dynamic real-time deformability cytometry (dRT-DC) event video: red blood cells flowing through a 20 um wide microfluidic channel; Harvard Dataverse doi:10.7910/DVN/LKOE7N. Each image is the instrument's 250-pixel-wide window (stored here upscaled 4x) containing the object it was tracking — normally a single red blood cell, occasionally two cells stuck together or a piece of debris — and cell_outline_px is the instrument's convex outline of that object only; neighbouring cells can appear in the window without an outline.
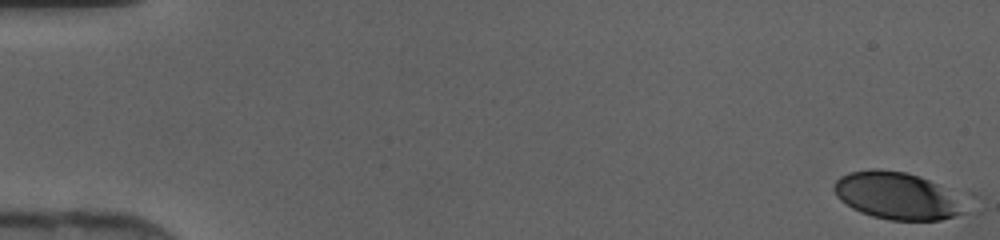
{"species": "human", "species_latin": "Homo sapiens", "temperature_condition": "cold", "stored_images_in_passage": 46, "camera_frame_rate_fps": 3000, "um_per_image_px": 0.085, "donor": {"sex": "female"}, "frame": {"image": 1, "passage_image": 1, "time_ms": 0.0, "image_size_px": [1000, 240], "cell_outline_px": [[968, 212], [940, 220], [888, 220], [872, 216], [860, 212], [852, 208], [840, 200], [836, 196], [832, 188], [836, 180], [840, 176], [848, 172], [872, 168], [876, 168], [904, 172], [920, 176], [936, 184]], "centroid_in_image_um": [76.09, 16.64], "position_along_channel_um": 8.9, "area_um2": 35.26}}
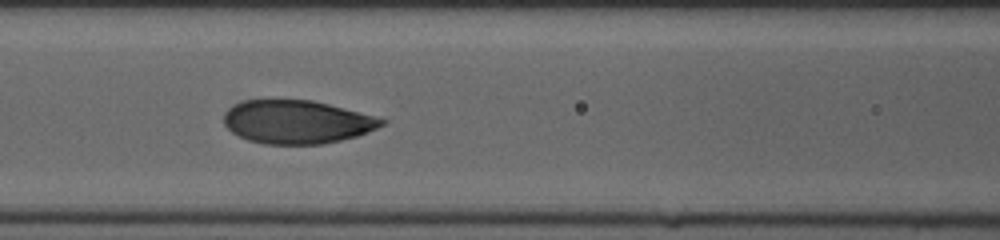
{"frame": {"image": 2, "passage_image": 21, "time_ms": 6.667, "image_size_px": [1000, 240], "cell_outline_px": [[388, 120], [384, 124], [376, 128], [356, 136], [340, 140], [320, 144], [264, 144], [248, 140], [232, 132], [224, 124], [224, 116], [228, 108], [244, 100], [312, 100], [376, 116]], "centroid_in_image_um": [25.23, 10.36], "position_along_channel_um": 141.4, "area_um2": 39.59}}
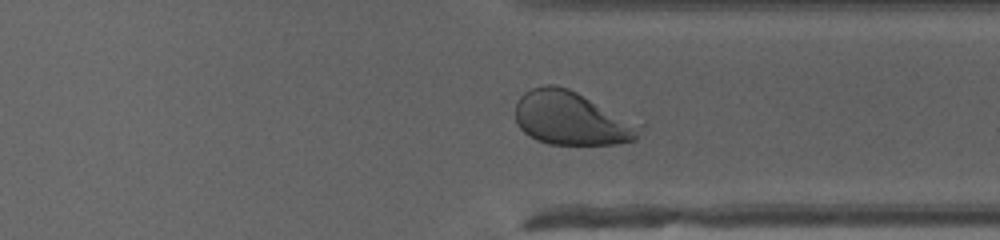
{"frame": {"image": 3, "passage_image": 36, "time_ms": 11.667, "image_size_px": [1000, 240], "cell_outline_px": [[644, 124], [636, 140], [616, 144], [548, 144], [536, 140], [528, 136], [520, 128], [516, 120], [516, 100], [524, 92], [532, 88], [544, 84], [552, 84], [568, 88]], "centroid_in_image_um": [48.59, 10.06], "position_along_channel_um": 362.8, "area_um2": 39.19}}